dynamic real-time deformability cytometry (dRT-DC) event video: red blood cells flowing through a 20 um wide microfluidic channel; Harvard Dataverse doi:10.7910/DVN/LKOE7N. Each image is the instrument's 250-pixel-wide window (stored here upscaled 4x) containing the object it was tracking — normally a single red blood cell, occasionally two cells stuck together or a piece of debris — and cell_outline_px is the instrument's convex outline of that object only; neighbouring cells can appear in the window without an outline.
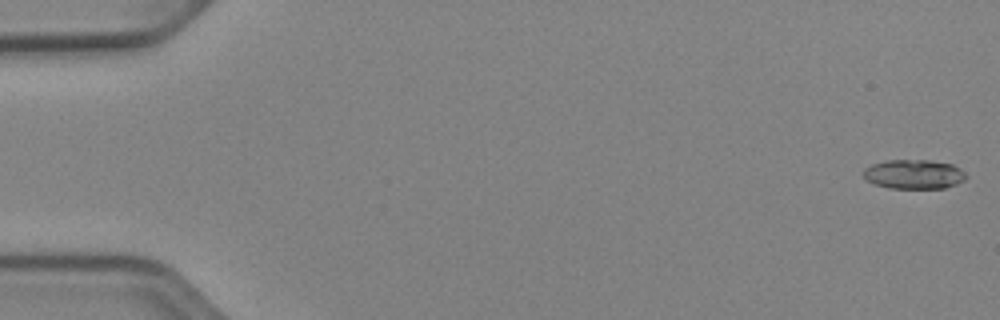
{"species": "Egyptian fruit bat (a non-hibernating species)", "species_latin": "Rousettus aegyptiacus", "temperature_condition": "cold", "stored_images_in_passage": 52, "camera_frame_rate_fps": 3000, "um_per_image_px": 0.085, "animal": {"sex": "female"}, "frame": {"image": 1, "passage_image": 1, "time_ms": 0.0, "image_size_px": [1000, 320], "cell_outline_px": [[968, 176], [964, 180], [956, 184], [944, 188], [888, 188], [876, 184], [868, 180], [864, 176], [864, 168], [872, 164], [884, 160], [928, 160], [952, 164], [960, 168]], "centroid_in_image_um": [77.7, 14.8], "position_along_channel_um": 7.3, "area_um2": 17.51}}
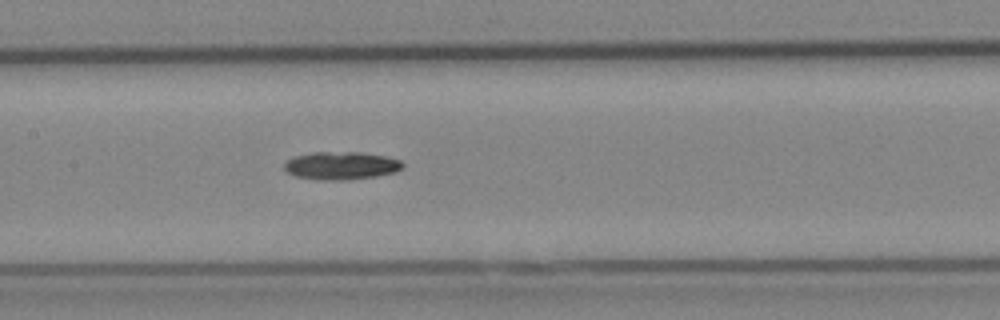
{"frame": {"image": 2, "passage_image": 26, "time_ms": 8.333, "image_size_px": [1000, 320], "cell_outline_px": [[404, 168], [396, 172], [376, 176], [344, 180], [320, 180], [296, 176], [288, 172], [284, 168], [284, 164], [288, 160], [296, 156], [312, 152], [360, 152], [388, 156], [400, 160], [404, 164]], "centroid_in_image_um": [29.05, 14.07], "position_along_channel_um": 178.4, "area_um2": 19.31}}
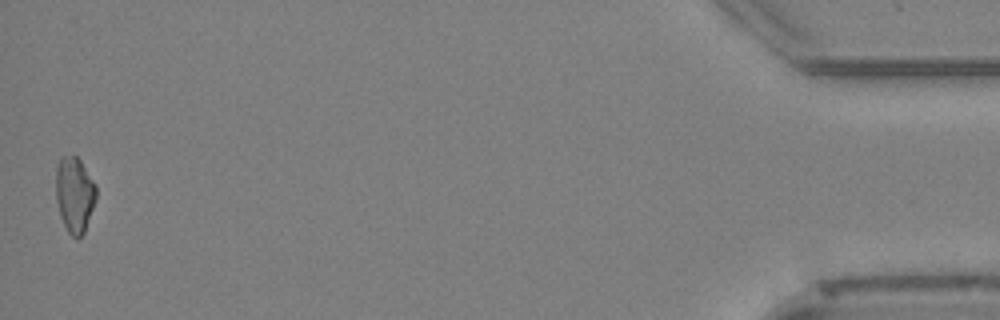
{"frame": {"image": 3, "passage_image": 52, "time_ms": 17.0, "image_size_px": [1000, 320], "cell_outline_px": [[96, 200], [84, 232], [76, 240], [68, 232], [60, 216], [56, 200], [56, 164], [60, 156], [76, 156], [80, 160], [96, 184]], "centroid_in_image_um": [6.33, 16.52], "position_along_channel_um": 428.9, "area_um2": 17.86}}